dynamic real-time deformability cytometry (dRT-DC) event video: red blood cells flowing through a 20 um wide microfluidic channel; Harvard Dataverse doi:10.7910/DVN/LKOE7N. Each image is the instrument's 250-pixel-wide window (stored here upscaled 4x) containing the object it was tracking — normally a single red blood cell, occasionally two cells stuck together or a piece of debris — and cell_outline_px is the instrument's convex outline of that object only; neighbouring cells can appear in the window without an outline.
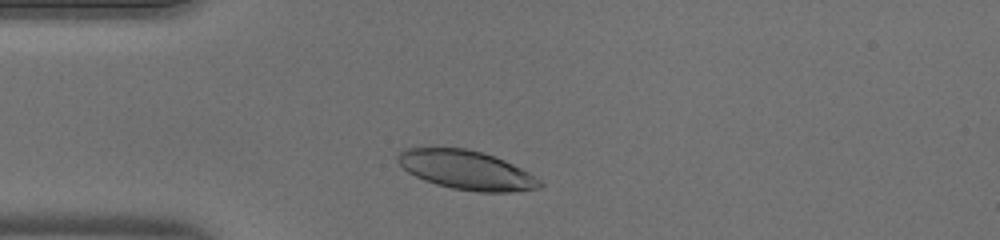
{"species": "human", "species_latin": "Homo sapiens", "temperature_condition": "warm", "stored_images_in_passage": 32, "camera_frame_rate_fps": 3000, "um_per_image_px": 0.085, "donor": {"sex": "male"}, "frame": {"image": 1, "passage_image": 4, "time_ms": 1.0, "image_size_px": [1000, 240], "cell_outline_px": [[544, 184], [540, 188], [512, 192], [480, 192], [452, 188], [436, 184], [424, 180], [408, 172], [396, 160], [396, 152], [404, 148], [464, 148], [484, 152], [504, 160], [528, 172], [540, 180]], "centroid_in_image_um": [39.63, 14.45], "position_along_channel_um": 45.4, "area_um2": 32.31}}
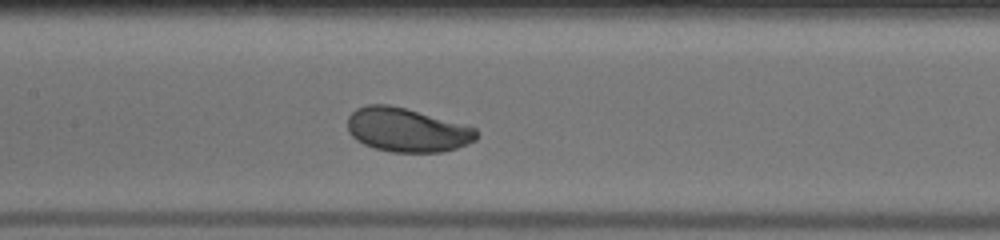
{"frame": {"image": 2, "passage_image": 14, "time_ms": 4.333, "image_size_px": [1000, 240], "cell_outline_px": [[476, 140], [456, 148], [440, 152], [392, 152], [376, 148], [364, 144], [356, 140], [348, 132], [348, 116], [356, 108], [368, 104], [388, 104], [404, 108], [476, 128]], "centroid_in_image_um": [34.54, 11.05], "position_along_channel_um": 172.9, "area_um2": 32.6}}
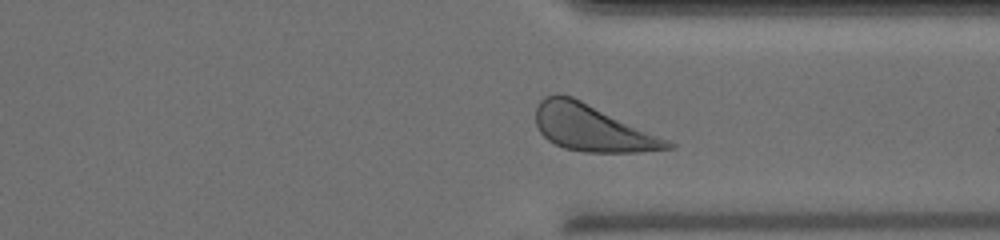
{"frame": {"image": 3, "passage_image": 27, "time_ms": 8.667, "image_size_px": [1000, 240], "cell_outline_px": [[676, 144], [672, 148], [636, 152], [584, 152], [564, 148], [548, 140], [540, 132], [536, 124], [536, 108], [540, 100], [544, 96], [556, 92], [572, 96], [668, 140]], "centroid_in_image_um": [50.28, 10.86], "position_along_channel_um": 361.1, "area_um2": 35.32}}